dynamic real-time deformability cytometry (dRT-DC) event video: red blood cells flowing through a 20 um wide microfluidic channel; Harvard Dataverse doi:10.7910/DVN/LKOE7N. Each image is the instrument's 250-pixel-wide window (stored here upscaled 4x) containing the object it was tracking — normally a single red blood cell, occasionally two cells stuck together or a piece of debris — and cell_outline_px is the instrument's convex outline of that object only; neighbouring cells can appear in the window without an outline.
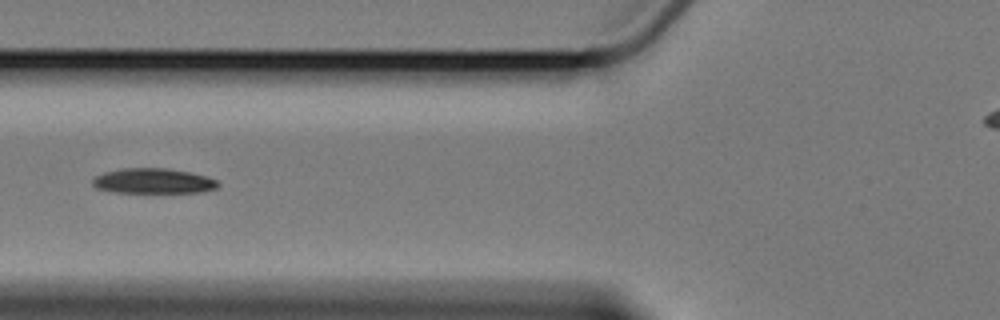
{"species": "Egyptian fruit bat (a non-hibernating species)", "species_latin": "Rousettus aegyptiacus", "temperature_condition": "cold", "stored_images_in_passage": 3, "camera_frame_rate_fps": 3000, "um_per_image_px": 0.085, "animal": {"sex": "female"}, "frame": {"image": 1, "passage_image": 3, "time_ms": 2.333, "image_size_px": [1000, 320], "cell_outline_px": [[220, 184], [216, 188], [200, 192], [116, 192], [96, 188], [92, 184], [92, 180], [96, 176], [104, 172], [124, 168], [168, 168], [192, 172], [208, 176], [216, 180]], "centroid_in_image_um": [13.05, 15.37], "position_along_channel_um": 112.7, "area_um2": 18.38}}